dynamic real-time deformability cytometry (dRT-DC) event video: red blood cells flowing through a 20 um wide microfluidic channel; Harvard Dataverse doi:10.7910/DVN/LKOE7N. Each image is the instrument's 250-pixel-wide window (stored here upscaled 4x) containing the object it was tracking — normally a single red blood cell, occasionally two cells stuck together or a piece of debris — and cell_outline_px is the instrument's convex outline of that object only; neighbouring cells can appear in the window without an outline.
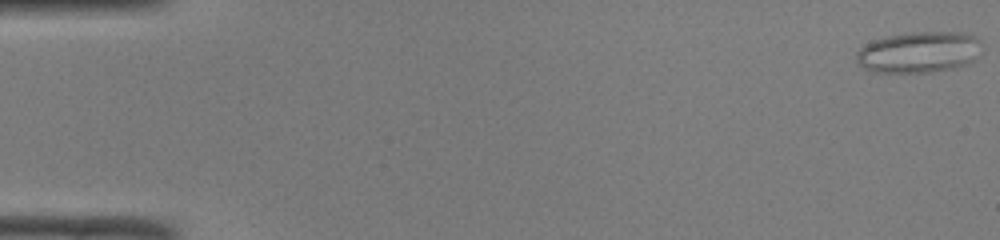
{"species": "common noctule bat (a hibernating species)", "species_latin": "Nyctalus noctula", "temperature_condition": "room temperature", "stored_images_in_passage": 50, "camera_frame_rate_fps": 3000, "um_per_image_px": 0.085, "animal": {"sex": "male", "body_mass_g": 19.0, "forearm_length_mm": 50.8}, "frame": {"image": 1, "passage_image": 1, "time_ms": 0.0, "image_size_px": [1000, 240], "cell_outline_px": [[980, 56], [968, 64], [956, 68], [928, 72], [876, 72], [864, 68], [856, 60], [856, 52], [864, 44], [888, 36], [908, 32], [964, 32], [980, 40]], "centroid_in_image_um": [78.14, 4.43], "position_along_channel_um": 6.9, "area_um2": 30.17}}
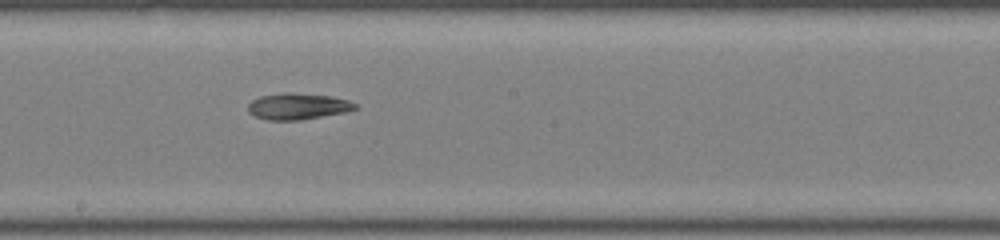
{"frame": {"image": 2, "passage_image": 28, "time_ms": 9.0, "image_size_px": [1000, 240], "cell_outline_px": [[360, 108], [344, 112], [300, 120], [268, 120], [256, 116], [248, 112], [248, 104], [252, 100], [260, 96], [280, 92], [292, 92], [332, 96], [348, 100], [356, 104]], "centroid_in_image_um": [25.31, 9.02], "position_along_channel_um": 222.9, "area_um2": 16.53}}
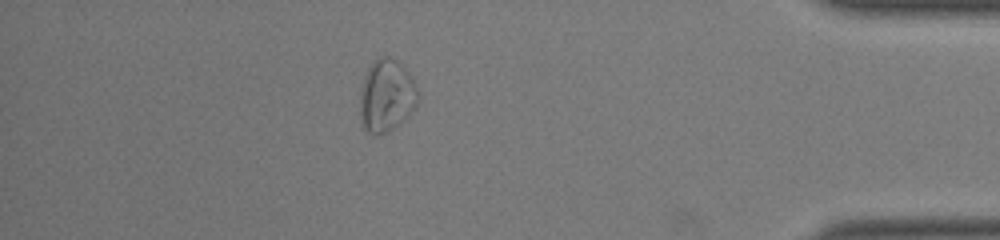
{"frame": {"image": 3, "passage_image": 44, "time_ms": 14.333, "image_size_px": [1000, 240], "cell_outline_px": [[420, 100], [416, 108], [404, 120], [388, 132], [368, 132], [364, 128], [360, 116], [360, 92], [364, 76], [368, 68], [376, 56], [388, 56], [396, 60], [408, 72], [420, 92]], "centroid_in_image_um": [32.88, 8.1], "position_along_channel_um": 402.3, "area_um2": 24.68}, "authors_computed_cell_mechanics": {"area_um2": 21.0681, "velocity_mm_per_s": 4.0998, "shape_relaxation_time_tau1_ms": 8.174, "shape_relaxation_time_tau2_ms": null, "deformation_change_tau1": 0.1398, "deformation_change_tau2": null}}